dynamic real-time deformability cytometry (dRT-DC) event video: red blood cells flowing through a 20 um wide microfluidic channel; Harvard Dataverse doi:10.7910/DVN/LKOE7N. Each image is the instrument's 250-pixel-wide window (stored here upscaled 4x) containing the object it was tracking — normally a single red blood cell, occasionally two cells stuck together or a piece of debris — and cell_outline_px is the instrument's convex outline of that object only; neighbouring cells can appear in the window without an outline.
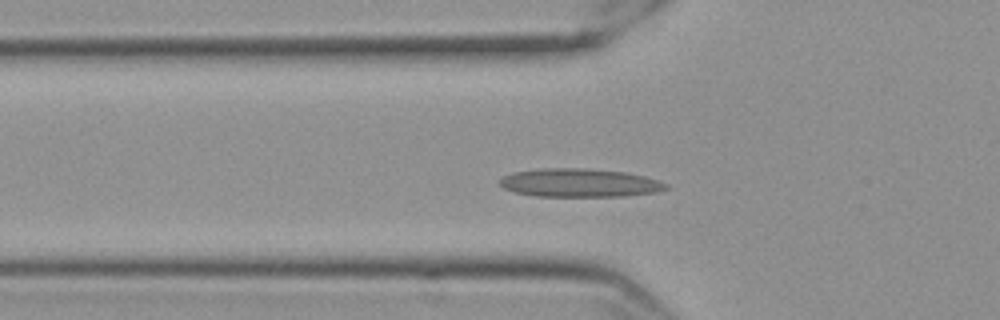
{"species": "Egyptian fruit bat (a non-hibernating species)", "species_latin": "Rousettus aegyptiacus", "temperature_condition": "cold", "stored_images_in_passage": 53, "camera_frame_rate_fps": 3000, "um_per_image_px": 0.085, "frame": {"image": 1, "passage_image": 14, "time_ms": 4.333, "image_size_px": [1000, 320], "cell_outline_px": [[672, 188], [656, 192], [624, 196], [536, 196], [512, 192], [504, 188], [500, 184], [500, 180], [504, 176], [512, 172], [540, 168], [588, 168], [624, 172], [644, 176], [668, 184]], "centroid_in_image_um": [49.26, 15.54], "position_along_channel_um": 76.5, "area_um2": 27.63}}
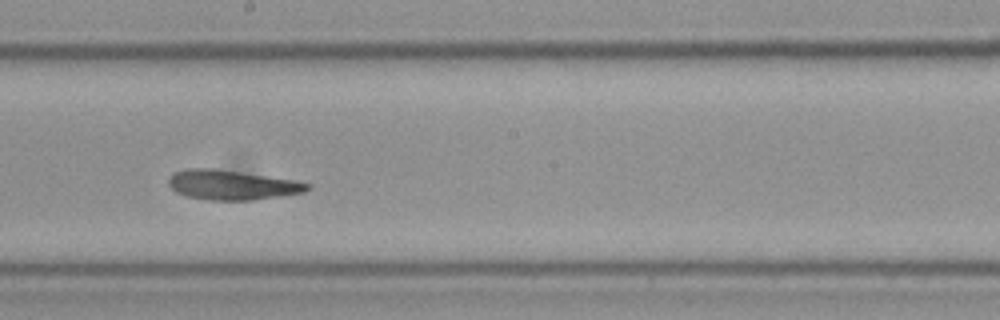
{"frame": {"image": 2, "passage_image": 27, "time_ms": 8.667, "image_size_px": [1000, 320], "cell_outline_px": [[312, 188], [304, 192], [280, 196], [252, 200], [208, 200], [188, 196], [176, 192], [168, 184], [168, 176], [176, 172], [188, 168], [208, 168], [240, 172], [296, 180], [312, 184]], "centroid_in_image_um": [19.74, 15.72], "position_along_channel_um": 228.5, "area_um2": 23.93}}
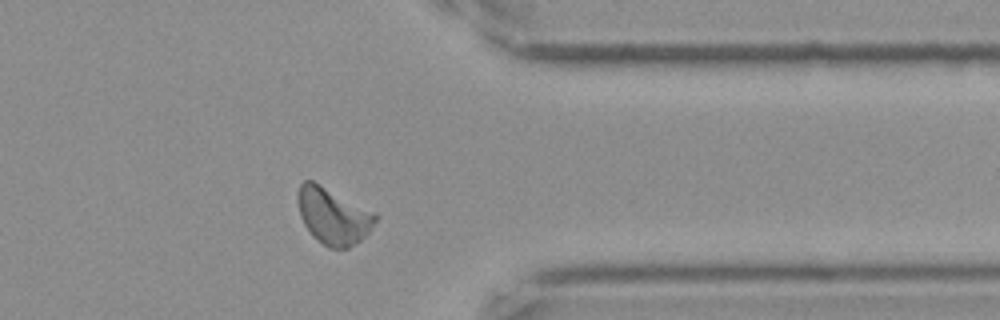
{"frame": {"image": 3, "passage_image": 41, "time_ms": 13.333, "image_size_px": [1000, 320], "cell_outline_px": [[380, 216], [368, 232], [360, 240], [348, 248], [328, 248], [312, 236], [304, 224], [300, 216], [296, 196], [300, 184], [304, 180], [312, 180], [376, 212]], "centroid_in_image_um": [28.31, 18.34], "position_along_channel_um": 383.1, "area_um2": 25.66}, "authors_computed_cell_mechanics": {"area_um2": 24.5072, "velocity_mm_per_s": 3.497, "shape_relaxation_time_tau1_ms": null, "shape_relaxation_time_tau2_ms": 3.0256, "deformation_change_tau1": null, "deformation_change_tau2": 0.0852}}